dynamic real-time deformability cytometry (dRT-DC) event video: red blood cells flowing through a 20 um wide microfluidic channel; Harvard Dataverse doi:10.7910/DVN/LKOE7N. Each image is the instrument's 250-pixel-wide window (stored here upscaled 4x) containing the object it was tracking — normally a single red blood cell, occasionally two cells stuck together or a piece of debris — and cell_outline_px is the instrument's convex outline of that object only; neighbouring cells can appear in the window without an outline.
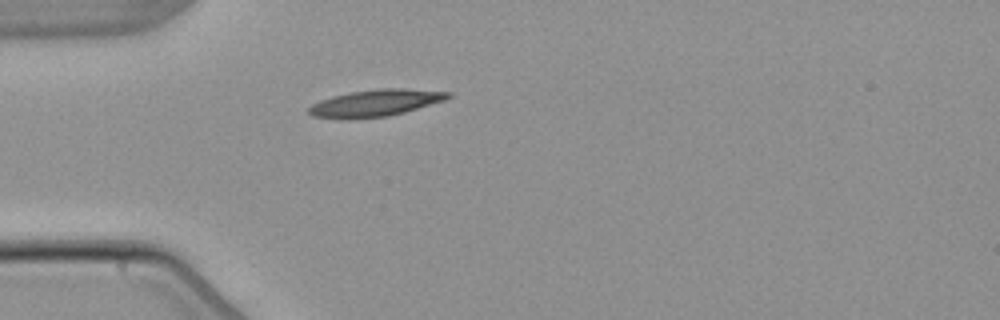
{"species": "common noctule bat (a hibernating species)", "species_latin": "Nyctalus noctula", "temperature_condition": "warm", "stored_images_in_passage": 1, "camera_frame_rate_fps": 3000, "um_per_image_px": 0.085, "animal": {"sex": "male", "body_mass_g": 21.5, "forearm_length_mm": 52.0}, "frame": {"image": 1, "passage_image": 1, "time_ms": 0.0, "image_size_px": [1000, 320], "cell_outline_px": [[452, 96], [444, 100], [404, 112], [388, 116], [348, 120], [312, 116], [308, 112], [308, 108], [312, 104], [320, 100], [332, 96], [352, 92], [380, 88], [404, 88], [452, 92]], "centroid_in_image_um": [31.89, 8.76], "position_along_channel_um": 53.1, "area_um2": 21.85}}